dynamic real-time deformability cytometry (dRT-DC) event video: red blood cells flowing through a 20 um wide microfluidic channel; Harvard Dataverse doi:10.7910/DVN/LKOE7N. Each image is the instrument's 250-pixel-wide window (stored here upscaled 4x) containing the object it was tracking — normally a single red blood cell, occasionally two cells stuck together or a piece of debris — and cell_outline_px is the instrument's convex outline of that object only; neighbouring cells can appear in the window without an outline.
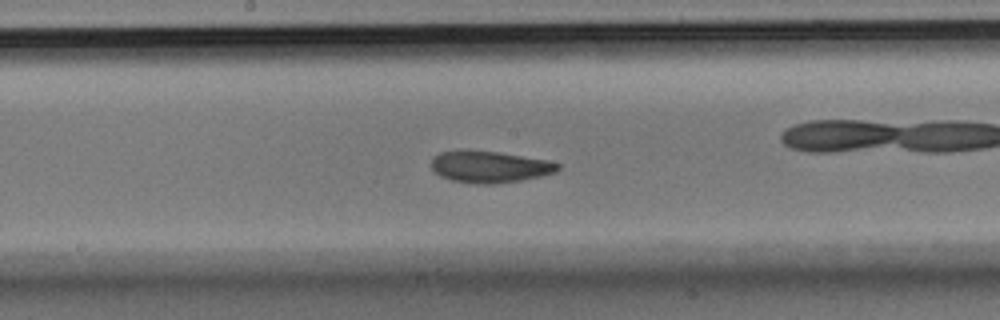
{"species": "Egyptian fruit bat (a non-hibernating species)", "species_latin": "Rousettus aegyptiacus", "temperature_condition": "room temperature", "stored_images_in_passage": 43, "camera_frame_rate_fps": 3000, "um_per_image_px": 0.085, "animal": {"sex": "male"}, "frame": {"image": 1, "passage_image": 19, "time_ms": 6.0, "image_size_px": [1000, 320], "cell_outline_px": [[560, 168], [556, 172], [544, 176], [496, 184], [472, 184], [452, 180], [440, 176], [432, 172], [432, 156], [440, 152], [460, 148], [468, 148], [500, 152], [548, 160], [560, 164]], "centroid_in_image_um": [41.58, 14.15], "position_along_channel_um": 206.6, "area_um2": 24.16}}
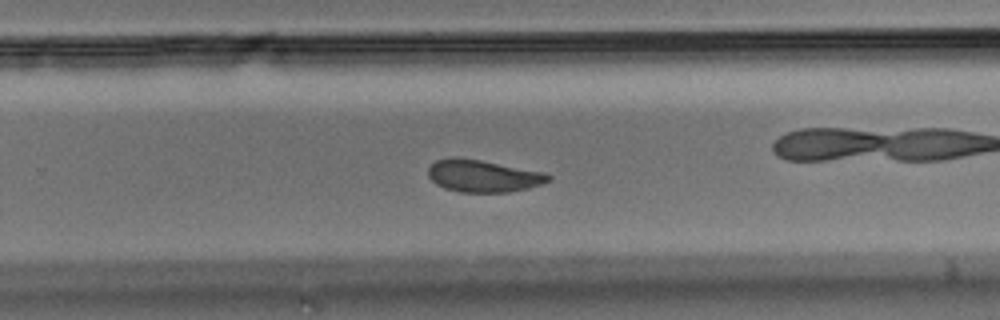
{"frame": {"image": 2, "passage_image": 25, "time_ms": 8.0, "image_size_px": [1000, 320], "cell_outline_px": [[552, 176], [548, 180], [540, 184], [528, 188], [508, 192], [460, 192], [444, 188], [436, 184], [428, 176], [428, 168], [436, 160], [452, 156], [456, 156], [480, 160], [544, 172]], "centroid_in_image_um": [41.02, 14.94], "position_along_channel_um": 288.8, "area_um2": 22.48}}
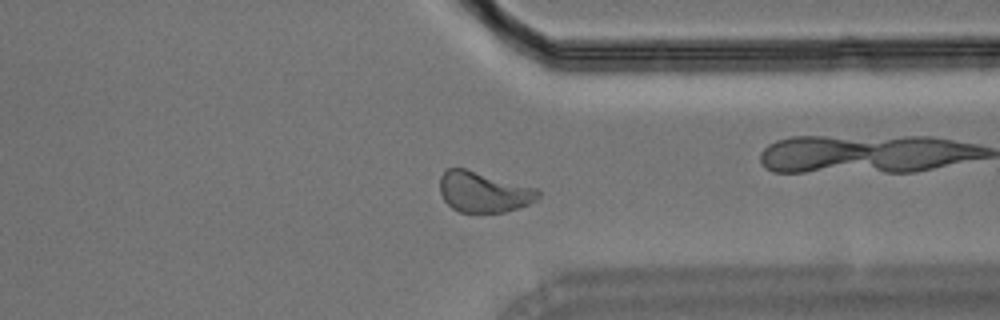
{"frame": {"image": 3, "passage_image": 31, "time_ms": 10.0, "image_size_px": [1000, 320], "cell_outline_px": [[540, 196], [536, 200], [528, 204], [504, 212], [460, 212], [452, 208], [444, 200], [440, 192], [440, 176], [448, 168], [464, 168], [540, 188]], "centroid_in_image_um": [41.13, 16.3], "position_along_channel_um": 370.3, "area_um2": 23.35}}